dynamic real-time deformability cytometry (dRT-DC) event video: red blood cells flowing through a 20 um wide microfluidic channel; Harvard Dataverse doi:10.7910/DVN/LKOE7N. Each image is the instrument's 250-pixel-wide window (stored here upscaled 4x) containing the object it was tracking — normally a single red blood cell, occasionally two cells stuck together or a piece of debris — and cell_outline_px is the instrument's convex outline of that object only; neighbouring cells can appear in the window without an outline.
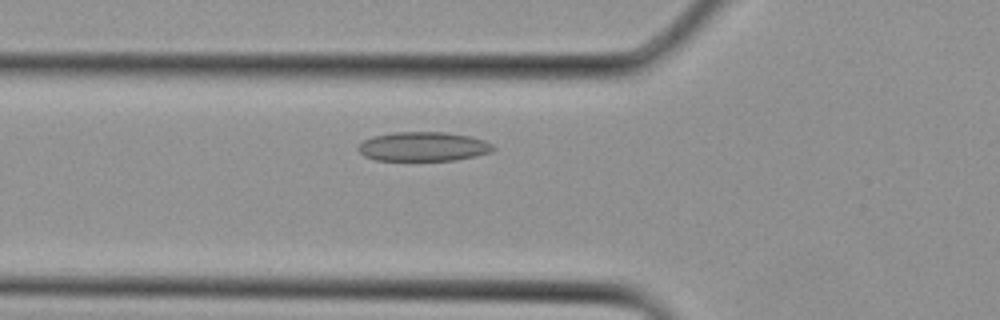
{"species": "Egyptian fruit bat (a non-hibernating species)", "species_latin": "Rousettus aegyptiacus", "temperature_condition": "cold", "stored_images_in_passage": 27, "camera_frame_rate_fps": 3000, "um_per_image_px": 0.085, "animal": {"sex": "female"}, "frame": {"image": 1, "passage_image": 7, "time_ms": 2.0, "image_size_px": [1000, 320], "cell_outline_px": [[496, 148], [492, 152], [476, 156], [456, 160], [376, 160], [364, 156], [356, 148], [364, 140], [372, 136], [392, 132], [444, 132], [472, 136], [484, 140], [492, 144]], "centroid_in_image_um": [36.0, 12.45], "position_along_channel_um": 89.8, "area_um2": 23.18}}
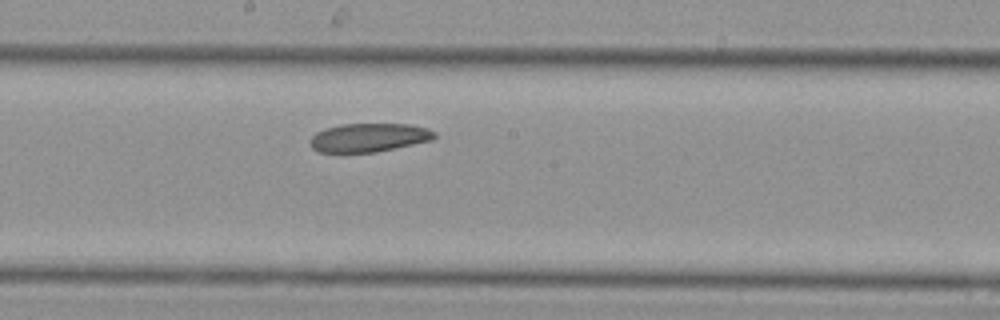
{"frame": {"image": 2, "passage_image": 13, "time_ms": 4.0, "image_size_px": [1000, 320], "cell_outline_px": [[436, 136], [432, 140], [376, 152], [316, 152], [312, 148], [312, 136], [316, 132], [324, 128], [340, 124], [412, 124], [428, 128], [436, 132]], "centroid_in_image_um": [31.38, 11.68], "position_along_channel_um": 216.8, "area_um2": 20.75}}
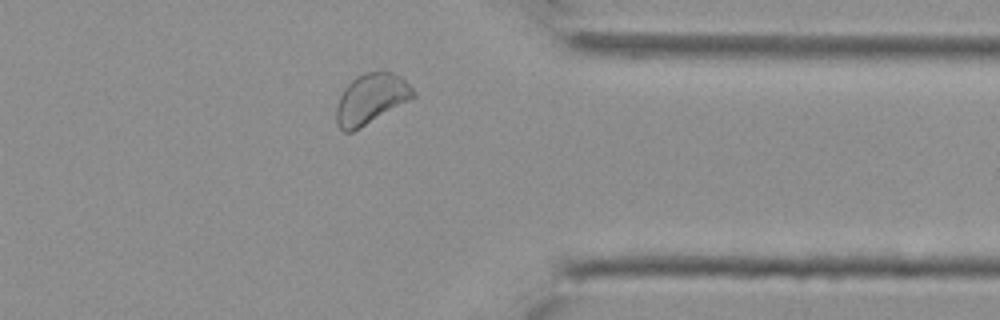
{"frame": {"image": 3, "passage_image": 21, "time_ms": 6.667, "image_size_px": [1000, 320], "cell_outline_px": [[416, 96], [360, 128], [352, 132], [344, 132], [336, 124], [336, 104], [344, 88], [356, 76], [364, 72], [384, 68], [400, 76], [416, 92]], "centroid_in_image_um": [31.52, 8.36], "position_along_channel_um": 379.9, "area_um2": 22.77}}